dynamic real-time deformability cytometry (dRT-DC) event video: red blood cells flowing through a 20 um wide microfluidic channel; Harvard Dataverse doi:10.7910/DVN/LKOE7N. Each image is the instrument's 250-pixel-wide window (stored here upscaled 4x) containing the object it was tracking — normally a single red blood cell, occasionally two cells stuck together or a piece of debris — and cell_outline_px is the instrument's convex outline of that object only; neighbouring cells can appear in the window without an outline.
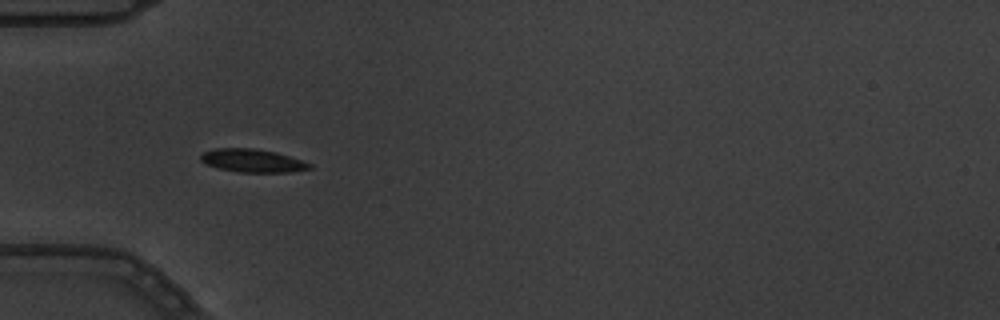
{"species": "common noctule bat (a hibernating species)", "species_latin": "Nyctalus noctula", "temperature_condition": "warm", "stored_images_in_passage": 3, "camera_frame_rate_fps": 3000, "um_per_image_px": 0.085, "animal": {"sex": "male", "body_mass_g": 19.5, "forearm_length_mm": 54.6}, "frame": {"image": 1, "passage_image": 2, "time_ms": 0.333, "image_size_px": [1000, 320], "cell_outline_px": [[312, 168], [288, 172], [240, 172], [220, 168], [208, 164], [200, 160], [200, 156], [204, 152], [212, 148], [252, 148], [276, 152], [312, 164]], "centroid_in_image_um": [21.45, 13.65], "position_along_channel_um": 63.6, "area_um2": 14.45}}